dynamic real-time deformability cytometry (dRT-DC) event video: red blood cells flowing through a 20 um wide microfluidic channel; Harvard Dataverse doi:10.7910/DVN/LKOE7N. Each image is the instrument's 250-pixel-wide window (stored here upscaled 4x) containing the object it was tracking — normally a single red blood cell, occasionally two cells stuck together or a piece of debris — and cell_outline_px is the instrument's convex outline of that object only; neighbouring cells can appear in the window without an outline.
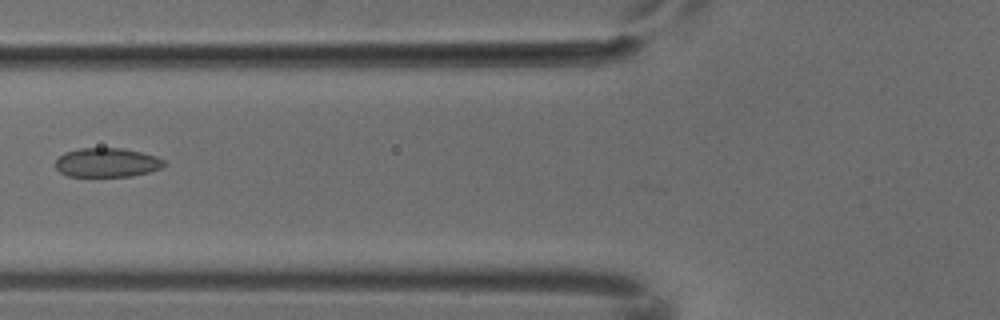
{"species": "common noctule bat (a hibernating species)", "species_latin": "Nyctalus noctula", "temperature_condition": "cold", "stored_images_in_passage": 6, "camera_frame_rate_fps": 3000, "um_per_image_px": 0.085, "animal": {"sex": "male", "body_mass_g": 18.8}, "frame": {"image": 1, "passage_image": 6, "time_ms": 1.667, "image_size_px": [1000, 320], "cell_outline_px": [[168, 164], [160, 168], [148, 172], [132, 176], [68, 176], [60, 172], [56, 168], [56, 160], [64, 152], [80, 148], [120, 148], [140, 152], [156, 156], [164, 160]], "centroid_in_image_um": [9.1, 13.81], "position_along_channel_um": 116.7, "area_um2": 18.38}}